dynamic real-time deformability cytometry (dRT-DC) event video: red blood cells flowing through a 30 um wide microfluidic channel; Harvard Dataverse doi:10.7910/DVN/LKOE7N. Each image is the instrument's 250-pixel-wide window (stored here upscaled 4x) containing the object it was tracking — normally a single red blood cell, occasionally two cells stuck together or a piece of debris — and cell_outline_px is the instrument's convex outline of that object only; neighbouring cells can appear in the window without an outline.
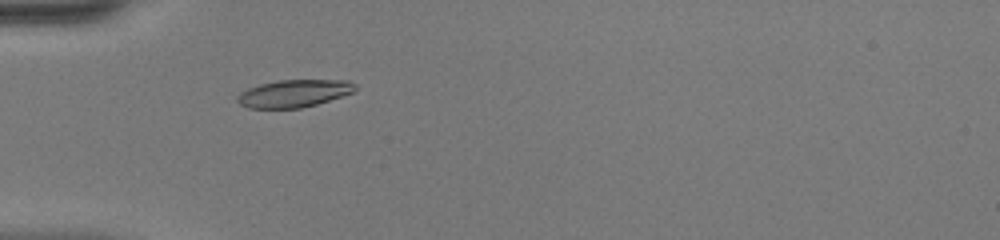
{"species": "common noctule bat (a hibernating species)", "species_latin": "Nyctalus noctula", "temperature_condition": "warm", "stored_images_in_passage": 46, "camera_frame_rate_fps": 3000, "um_per_image_px": 0.085, "animal": {"sex": "female", "body_mass_g": 20.0, "forearm_length_mm": 54.0}, "frame": {"image": 1, "passage_image": 12, "time_ms": 3.667, "image_size_px": [1000, 240], "cell_outline_px": [[356, 88], [352, 92], [316, 104], [300, 108], [248, 108], [240, 104], [236, 100], [236, 96], [240, 92], [248, 88], [260, 84], [280, 80], [348, 80], [356, 84]], "centroid_in_image_um": [24.94, 7.94], "position_along_channel_um": 60.1, "area_um2": 18.73}}
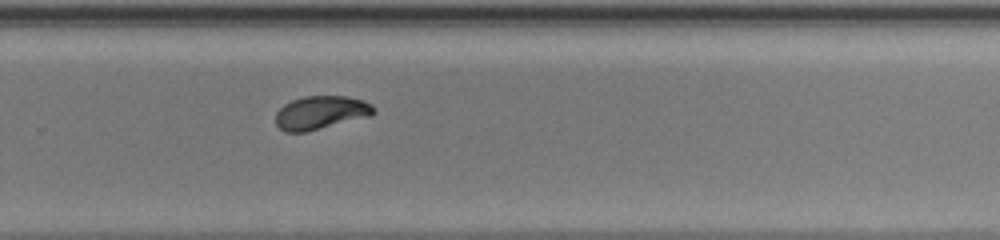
{"frame": {"image": 2, "passage_image": 30, "time_ms": 9.667, "image_size_px": [1000, 240], "cell_outline_px": [[376, 112], [372, 116], [304, 132], [284, 132], [276, 124], [276, 112], [284, 104], [292, 100], [304, 96], [344, 96], [364, 100], [372, 104], [376, 108]], "centroid_in_image_um": [27.3, 9.57], "position_along_channel_um": 302.5, "area_um2": 19.19}}
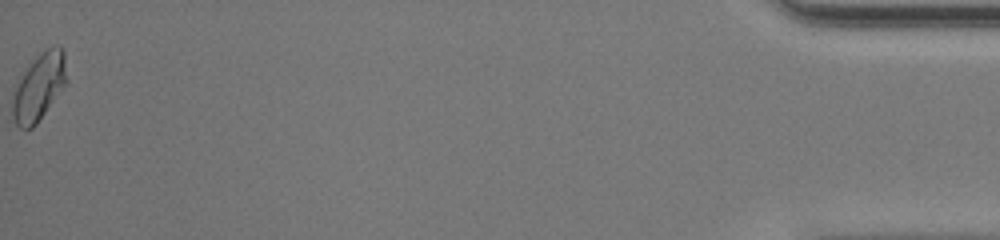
{"frame": {"image": 3, "passage_image": 46, "time_ms": 15.0, "image_size_px": [1000, 240], "cell_outline_px": [[68, 84], [36, 124], [32, 128], [20, 128], [16, 124], [12, 116], [12, 100], [16, 88], [24, 72], [36, 56], [44, 48], [52, 44], [60, 44], [64, 52], [68, 80]], "centroid_in_image_um": [3.38, 7.35], "position_along_channel_um": 431.8, "area_um2": 21.5}, "authors_computed_cell_mechanics": {"area_um2": 19.1029, "velocity_mm_per_s": 4.156, "shape_relaxation_time_tau1_ms": 4.7394, "shape_relaxation_time_tau2_ms": null, "deformation_change_tau1": 0.1666, "deformation_change_tau2": null}}